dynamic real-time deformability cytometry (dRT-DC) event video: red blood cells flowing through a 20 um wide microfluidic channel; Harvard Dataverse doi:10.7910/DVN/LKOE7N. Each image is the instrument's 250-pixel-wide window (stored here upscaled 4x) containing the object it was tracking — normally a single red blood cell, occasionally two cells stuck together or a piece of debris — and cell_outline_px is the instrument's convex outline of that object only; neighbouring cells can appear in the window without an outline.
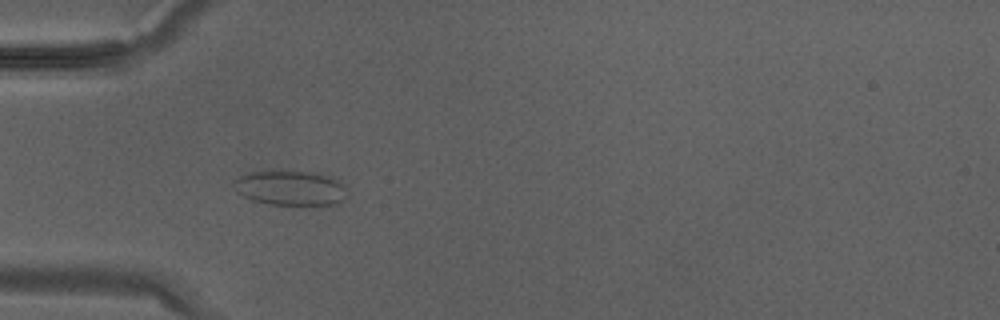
{"species": "Egyptian fruit bat (a non-hibernating species)", "species_latin": "Rousettus aegyptiacus", "temperature_condition": "warm", "stored_images_in_passage": 35, "camera_frame_rate_fps": 3000, "um_per_image_px": 0.085, "animal": {"sex": "male"}, "frame": {"image": 1, "passage_image": 11, "time_ms": 3.333, "image_size_px": [1000, 320], "cell_outline_px": [[344, 188], [340, 200], [336, 204], [268, 204], [252, 200], [236, 192], [232, 184], [240, 176], [252, 172], [320, 172], [336, 176], [344, 184]], "centroid_in_image_um": [24.68, 15.96], "position_along_channel_um": 60.3, "area_um2": 22.6}}
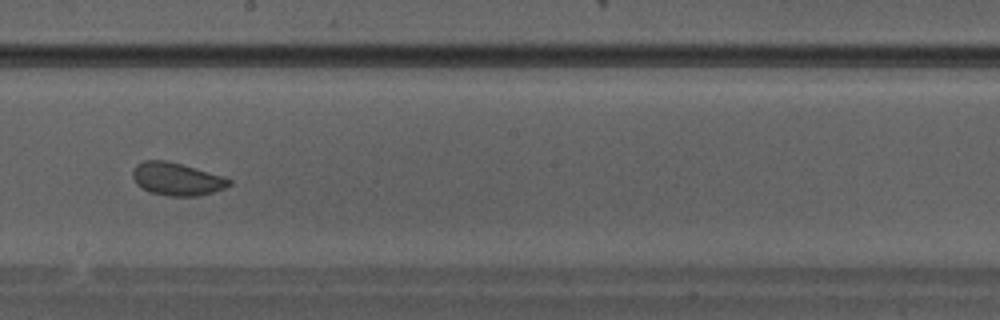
{"frame": {"image": 2, "passage_image": 20, "time_ms": 6.333, "image_size_px": [1000, 320], "cell_outline_px": [[232, 184], [224, 188], [212, 192], [196, 196], [172, 196], [152, 192], [136, 184], [132, 176], [132, 172], [136, 164], [144, 160], [168, 160], [224, 176], [232, 180]], "centroid_in_image_um": [15.04, 15.2], "position_along_channel_um": 233.2, "area_um2": 18.38}}